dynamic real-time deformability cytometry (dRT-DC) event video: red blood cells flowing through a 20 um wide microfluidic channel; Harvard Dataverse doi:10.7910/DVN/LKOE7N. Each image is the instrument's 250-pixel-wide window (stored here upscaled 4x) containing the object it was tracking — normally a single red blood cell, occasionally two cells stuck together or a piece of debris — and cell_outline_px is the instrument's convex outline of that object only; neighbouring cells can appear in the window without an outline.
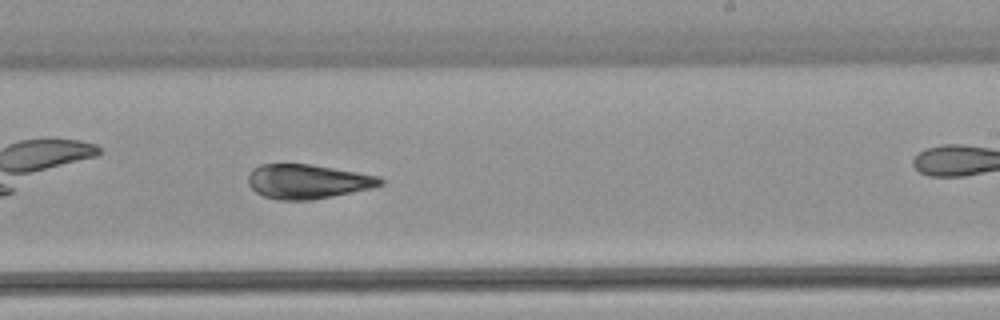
{"species": "common noctule bat (a hibernating species)", "species_latin": "Nyctalus noctula", "temperature_condition": "warm", "stored_images_in_passage": 40, "camera_frame_rate_fps": 3000, "um_per_image_px": 0.085, "animal": {"sex": "female", "body_mass_g": 22.7, "forearm_length_mm": 54.2}, "frame": {"image": 1, "passage_image": 18, "time_ms": 5.667, "image_size_px": [1000, 320], "cell_outline_px": [[384, 184], [372, 188], [312, 200], [276, 200], [264, 196], [256, 192], [248, 184], [248, 176], [252, 168], [260, 164], [312, 164], [380, 176], [384, 180]], "centroid_in_image_um": [26.15, 15.42], "position_along_channel_um": 262.9, "area_um2": 26.65}, "authors_computed_cell_mechanics": {"area_um2": 27.6284, "velocity_mm_per_s": 3.8062, "shape_relaxation_time_tau1_ms": 5.0218, "shape_relaxation_time_tau2_ms": 3.4321, "deformation_change_tau1": 0.1112, "deformation_change_tau2": 0.1063}}